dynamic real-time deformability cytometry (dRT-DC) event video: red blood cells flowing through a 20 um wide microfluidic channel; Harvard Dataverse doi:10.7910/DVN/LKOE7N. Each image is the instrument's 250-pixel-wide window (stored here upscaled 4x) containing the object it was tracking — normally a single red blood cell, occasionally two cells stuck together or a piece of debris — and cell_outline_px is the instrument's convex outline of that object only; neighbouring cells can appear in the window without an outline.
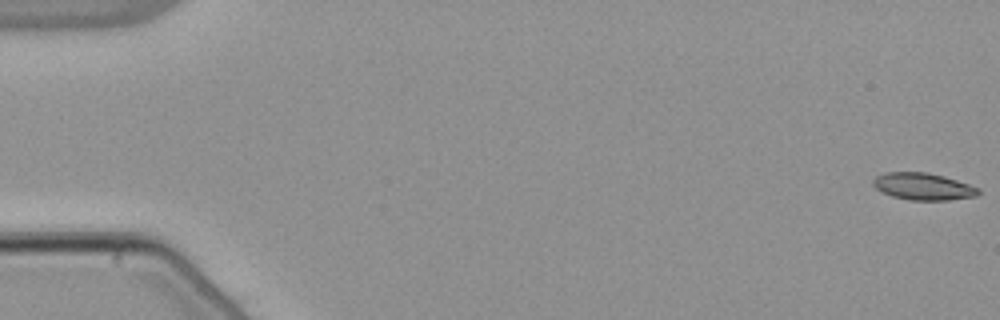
{"species": "common noctule bat (a hibernating species)", "species_latin": "Nyctalus noctula", "temperature_condition": "warm", "stored_images_in_passage": 54, "camera_frame_rate_fps": 3000, "um_per_image_px": 0.085, "animal": {"sex": "male", "body_mass_g": 21.5, "forearm_length_mm": 52.0}, "frame": {"image": 1, "passage_image": 1, "time_ms": 0.0, "image_size_px": [1000, 320], "cell_outline_px": [[980, 192], [976, 196], [948, 200], [908, 200], [892, 196], [876, 188], [872, 184], [872, 180], [876, 176], [884, 172], [928, 172], [944, 176], [980, 188]], "centroid_in_image_um": [78.46, 15.84], "position_along_channel_um": 6.5, "area_um2": 16.59}}
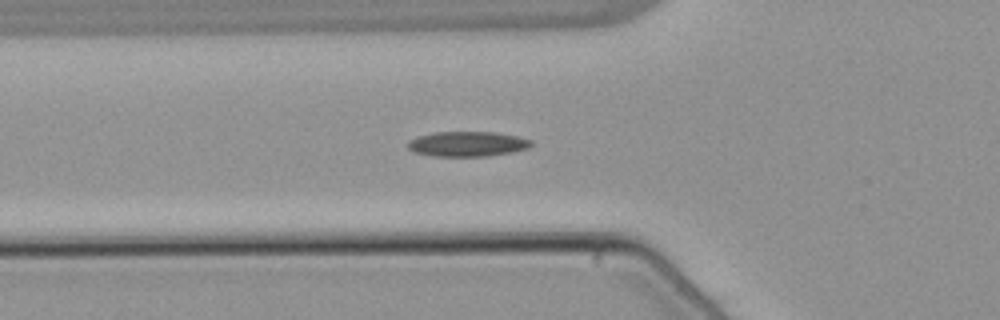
{"frame": {"image": 2, "passage_image": 20, "time_ms": 6.333, "image_size_px": [1000, 320], "cell_outline_px": [[532, 144], [528, 148], [512, 152], [488, 156], [432, 156], [412, 152], [408, 148], [408, 144], [412, 140], [420, 136], [436, 132], [492, 132], [516, 136], [532, 140]], "centroid_in_image_um": [39.74, 12.24], "position_along_channel_um": 86.1, "area_um2": 17.8}}
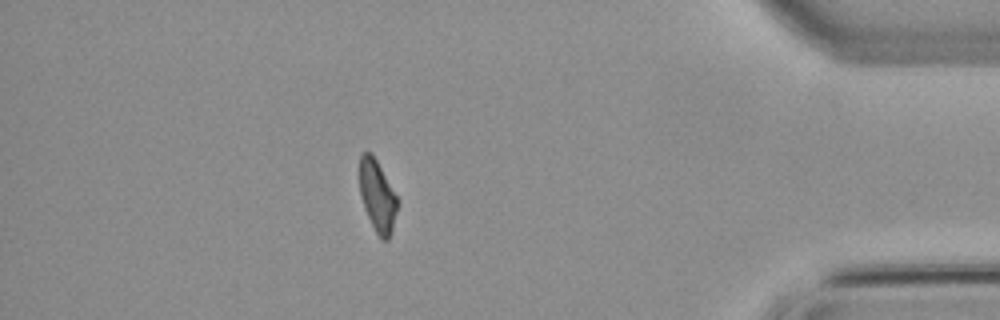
{"frame": {"image": 3, "passage_image": 48, "time_ms": 15.667, "image_size_px": [1000, 320], "cell_outline_px": [[396, 212], [392, 228], [388, 240], [380, 240], [364, 208], [360, 196], [360, 156], [364, 152], [372, 152], [396, 196]], "centroid_in_image_um": [32.05, 16.66], "position_along_channel_um": 403.2, "area_um2": 15.32}, "authors_computed_cell_mechanics": {"area_um2": 16.9354, "velocity_mm_per_s": 3.8546, "shape_relaxation_time_tau1_ms": null, "shape_relaxation_time_tau2_ms": 6.4553, "deformation_change_tau1": null, "deformation_change_tau2": 0.1497}}